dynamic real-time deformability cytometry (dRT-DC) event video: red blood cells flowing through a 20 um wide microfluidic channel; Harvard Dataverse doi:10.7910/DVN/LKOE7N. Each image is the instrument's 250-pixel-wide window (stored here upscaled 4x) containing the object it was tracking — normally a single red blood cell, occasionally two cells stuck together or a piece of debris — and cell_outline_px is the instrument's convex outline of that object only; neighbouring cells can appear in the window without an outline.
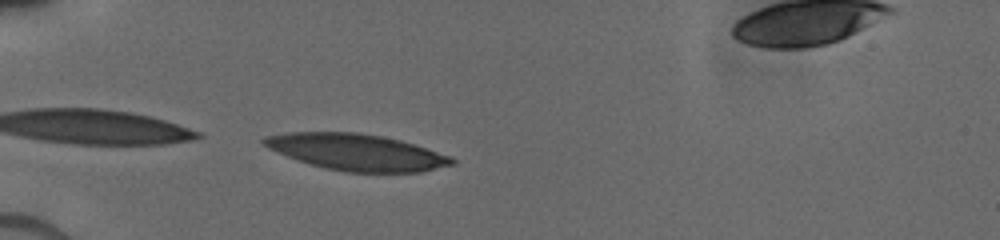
{"species": "human", "species_latin": "Homo sapiens", "temperature_condition": "cold", "stored_images_in_passage": 19, "camera_frame_rate_fps": 3000, "um_per_image_px": 0.085, "donor": {"sex": "male"}, "frame": {"image": 1, "passage_image": 1, "time_ms": 0.0, "image_size_px": [1000, 240], "cell_outline_px": [[456, 164], [420, 172], [344, 172], [324, 168], [288, 156], [268, 148], [260, 140], [264, 136], [288, 132], [356, 132], [380, 136], [400, 140], [452, 156], [456, 160]], "centroid_in_image_um": [30.33, 12.93], "position_along_channel_um": 54.7, "area_um2": 39.71}}
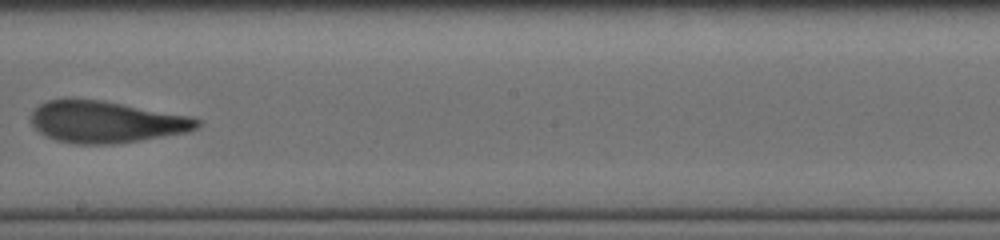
{"frame": {"image": 2, "passage_image": 10, "time_ms": 5.0, "image_size_px": [1000, 240], "cell_outline_px": [[200, 124], [196, 128], [188, 132], [140, 140], [112, 144], [76, 144], [56, 140], [40, 132], [32, 124], [32, 112], [40, 104], [48, 100], [68, 96], [104, 100], [192, 116], [200, 120]], "centroid_in_image_um": [9.01, 10.33], "position_along_channel_um": 239.2, "area_um2": 40.86}}
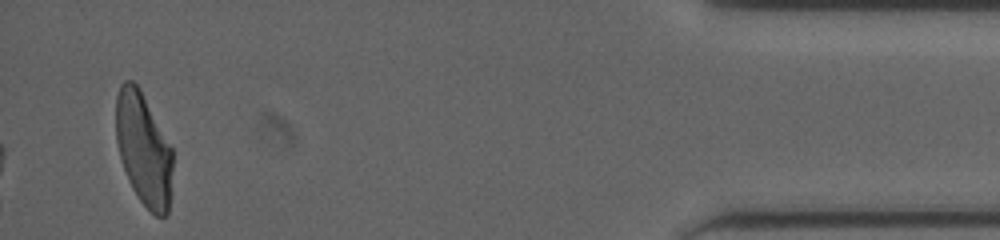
{"frame": {"image": 3, "passage_image": 19, "time_ms": 11.0, "image_size_px": [1000, 240], "cell_outline_px": [[172, 192], [168, 216], [156, 216], [140, 200], [132, 188], [128, 180], [120, 156], [116, 140], [116, 96], [120, 84], [124, 80], [132, 80], [140, 88], [172, 148]], "centroid_in_image_um": [12.21, 12.69], "position_along_channel_um": 423.0, "area_um2": 37.45}}